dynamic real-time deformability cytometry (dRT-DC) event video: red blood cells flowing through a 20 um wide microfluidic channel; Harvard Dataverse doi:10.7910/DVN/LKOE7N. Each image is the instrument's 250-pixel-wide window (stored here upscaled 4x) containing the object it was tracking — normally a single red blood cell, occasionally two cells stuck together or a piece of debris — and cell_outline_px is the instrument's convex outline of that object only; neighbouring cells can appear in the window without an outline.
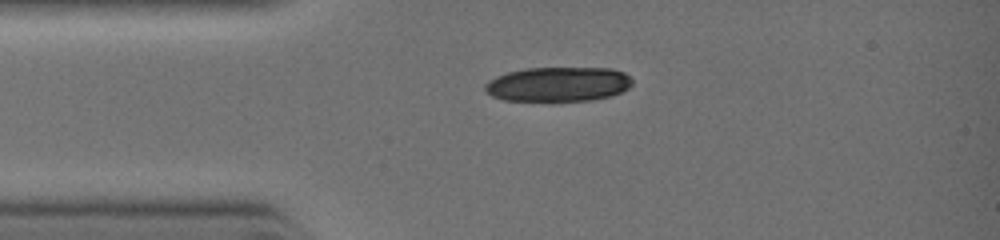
{"species": "common noctule bat (a hibernating species)", "species_latin": "Nyctalus noctula", "temperature_condition": "warm", "stored_images_in_passage": 5, "camera_frame_rate_fps": 3000, "um_per_image_px": 0.085, "animal": {"sex": "female", "body_mass_g": 19.0, "forearm_length_mm": 51.5}, "frame": {"image": 1, "passage_image": 1, "time_ms": 0.0, "image_size_px": [1000, 240], "cell_outline_px": [[632, 84], [628, 88], [612, 96], [592, 100], [548, 104], [504, 100], [492, 96], [484, 92], [484, 84], [488, 80], [496, 76], [508, 72], [524, 68], [608, 68], [624, 72], [632, 80]], "centroid_in_image_um": [47.38, 7.21], "position_along_channel_um": 37.6, "area_um2": 30.92}}